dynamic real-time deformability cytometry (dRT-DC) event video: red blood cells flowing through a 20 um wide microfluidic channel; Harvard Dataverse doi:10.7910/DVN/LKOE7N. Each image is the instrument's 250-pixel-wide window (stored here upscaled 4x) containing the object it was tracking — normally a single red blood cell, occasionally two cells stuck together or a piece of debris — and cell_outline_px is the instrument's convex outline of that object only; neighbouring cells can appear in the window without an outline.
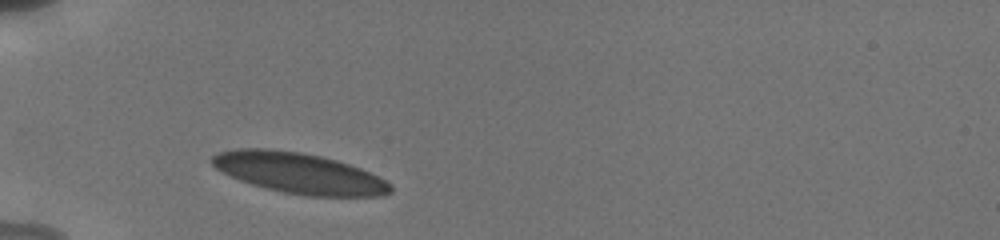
{"species": "human", "species_latin": "Homo sapiens", "temperature_condition": "cold", "stored_images_in_passage": 43, "camera_frame_rate_fps": 3000, "um_per_image_px": 0.085, "donor": {"sex": "male"}, "frame": {"image": 1, "passage_image": 1, "time_ms": 0.0, "image_size_px": [1000, 240], "cell_outline_px": [[392, 192], [384, 196], [304, 196], [264, 188], [240, 180], [220, 172], [208, 160], [216, 152], [236, 148], [268, 148], [300, 152], [320, 156], [336, 160], [360, 168], [392, 184]], "centroid_in_image_um": [25.37, 14.71], "position_along_channel_um": 59.6, "area_um2": 42.48}}
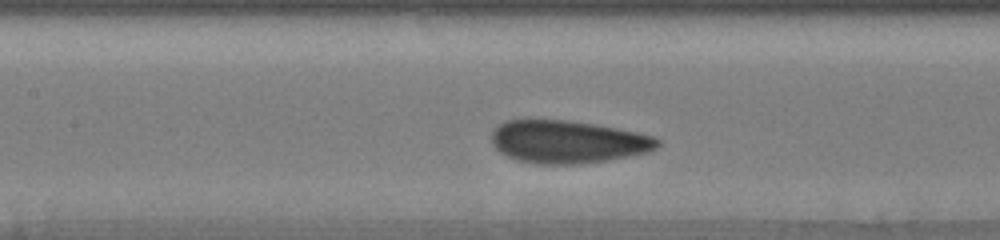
{"frame": {"image": 2, "passage_image": 15, "time_ms": 3.0, "image_size_px": [1000, 240], "cell_outline_px": [[660, 144], [656, 148], [648, 152], [608, 160], [584, 164], [536, 164], [516, 160], [500, 152], [492, 144], [492, 132], [500, 124], [508, 120], [568, 120], [616, 128], [636, 132], [652, 136], [660, 140]], "centroid_in_image_um": [48.26, 12.06], "position_along_channel_um": 159.1, "area_um2": 41.21}}
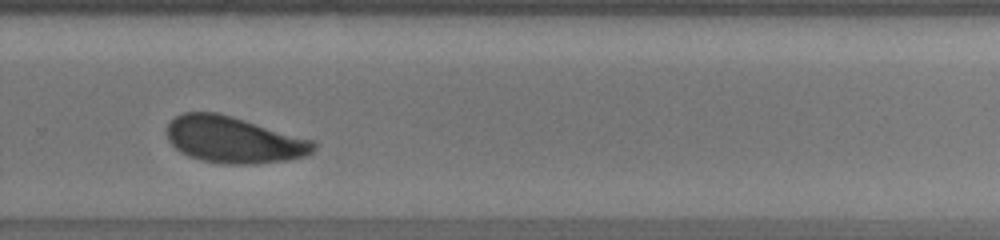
{"frame": {"image": 3, "passage_image": 30, "time_ms": 7.0, "image_size_px": [1000, 240], "cell_outline_px": [[316, 148], [312, 152], [304, 156], [288, 160], [256, 164], [220, 164], [200, 160], [188, 156], [180, 152], [168, 140], [168, 124], [176, 116], [184, 112], [216, 112], [232, 116], [316, 140]], "centroid_in_image_um": [19.9, 11.89], "position_along_channel_um": 309.9, "area_um2": 40.0}, "authors_computed_cell_mechanics": {"area_um2": 41.038, "velocity_mm_per_s": 3.7781, "shape_relaxation_time_tau1_ms": 4.3395, "shape_relaxation_time_tau2_ms": 0.6444, "deformation_change_tau1": 0.1304, "deformation_change_tau2": 0.0711}}